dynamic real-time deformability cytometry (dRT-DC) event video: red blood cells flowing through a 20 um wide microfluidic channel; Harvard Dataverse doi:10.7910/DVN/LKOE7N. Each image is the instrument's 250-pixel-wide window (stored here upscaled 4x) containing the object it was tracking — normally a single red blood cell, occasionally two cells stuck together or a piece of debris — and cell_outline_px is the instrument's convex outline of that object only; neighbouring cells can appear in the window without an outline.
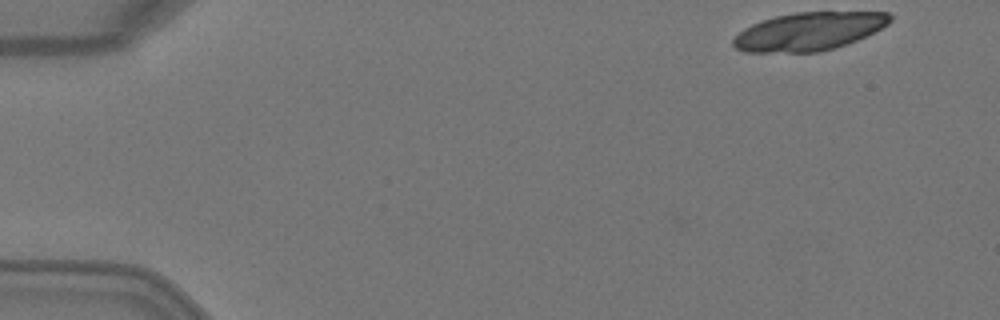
{"species": "Egyptian fruit bat (a non-hibernating species)", "species_latin": "Rousettus aegyptiacus", "temperature_condition": "warm", "stored_images_in_passage": 4, "camera_frame_rate_fps": 3000, "um_per_image_px": 0.085, "animal": {"sex": "female"}, "frame": {"image": 1, "passage_image": 1, "time_ms": 0.0, "image_size_px": [1000, 320], "cell_outline_px": [[896, 16], [888, 24], [856, 40], [836, 48], [820, 52], [744, 52], [736, 48], [732, 44], [732, 40], [744, 28], [752, 24], [776, 16], [796, 12], [888, 12]], "centroid_in_image_um": [68.77, 2.67], "position_along_channel_um": 16.2, "area_um2": 34.74}}